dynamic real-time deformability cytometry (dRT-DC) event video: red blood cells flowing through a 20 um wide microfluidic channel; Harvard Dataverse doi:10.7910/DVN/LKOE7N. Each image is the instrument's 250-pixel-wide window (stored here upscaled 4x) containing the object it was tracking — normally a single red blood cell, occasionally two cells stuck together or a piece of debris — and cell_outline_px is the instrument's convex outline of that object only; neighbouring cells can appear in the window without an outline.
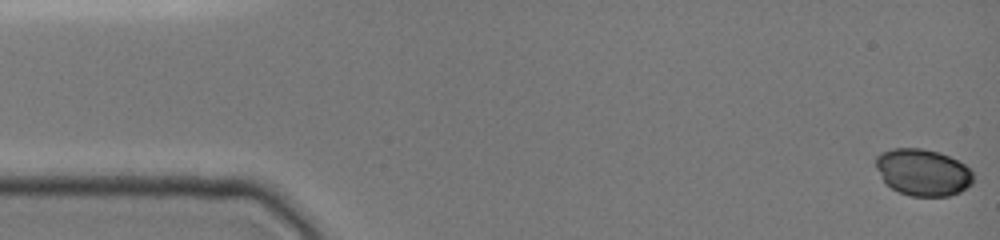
{"species": "common noctule bat (a hibernating species)", "species_latin": "Nyctalus noctula", "temperature_condition": "cold", "stored_images_in_passage": 20, "camera_frame_rate_fps": 3000, "um_per_image_px": 0.085, "animal": {"sex": "female", "body_mass_g": 19.0, "forearm_length_mm": 51.5}, "frame": {"image": 1, "passage_image": 1, "time_ms": 0.0, "image_size_px": [1000, 240], "cell_outline_px": [[972, 184], [960, 192], [948, 196], [912, 196], [900, 192], [884, 184], [876, 168], [876, 156], [880, 152], [892, 148], [924, 148], [940, 152], [964, 164], [972, 172]], "centroid_in_image_um": [78.41, 14.64], "position_along_channel_um": 6.6, "area_um2": 26.7}}
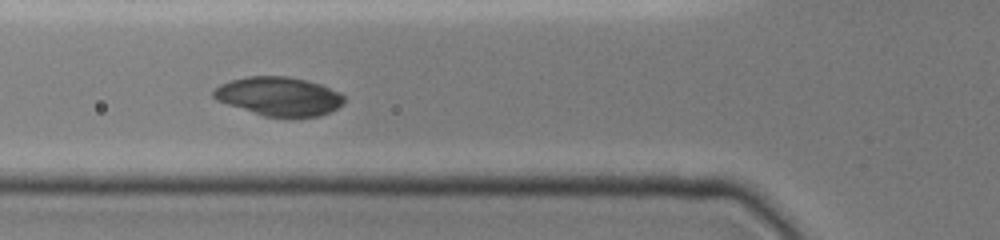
{"frame": {"image": 2, "passage_image": 18, "time_ms": 5.667, "image_size_px": [1000, 240], "cell_outline_px": [[344, 104], [320, 116], [264, 116], [216, 100], [212, 96], [212, 92], [220, 84], [228, 80], [248, 76], [288, 76], [320, 84], [340, 92], [344, 96]], "centroid_in_image_um": [23.69, 8.17], "position_along_channel_um": 102.1, "area_um2": 29.3}}
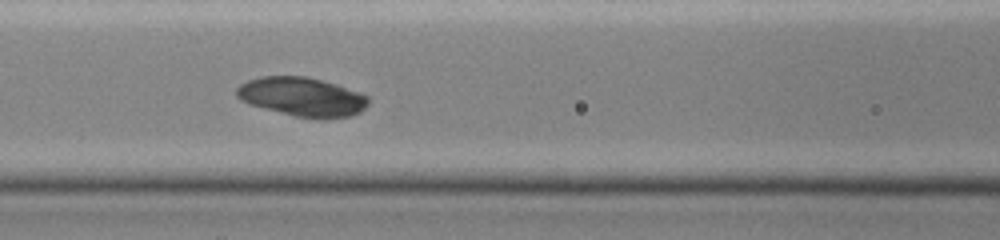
{"frame": {"image": 3, "passage_image": 20, "time_ms": 6.667, "image_size_px": [1000, 240], "cell_outline_px": [[368, 104], [360, 112], [352, 116], [320, 120], [296, 116], [264, 108], [240, 100], [236, 96], [236, 88], [240, 84], [248, 80], [260, 76], [304, 76], [336, 84], [360, 92], [368, 96]], "centroid_in_image_um": [25.7, 8.24], "position_along_channel_um": 140.9, "area_um2": 30.0}}